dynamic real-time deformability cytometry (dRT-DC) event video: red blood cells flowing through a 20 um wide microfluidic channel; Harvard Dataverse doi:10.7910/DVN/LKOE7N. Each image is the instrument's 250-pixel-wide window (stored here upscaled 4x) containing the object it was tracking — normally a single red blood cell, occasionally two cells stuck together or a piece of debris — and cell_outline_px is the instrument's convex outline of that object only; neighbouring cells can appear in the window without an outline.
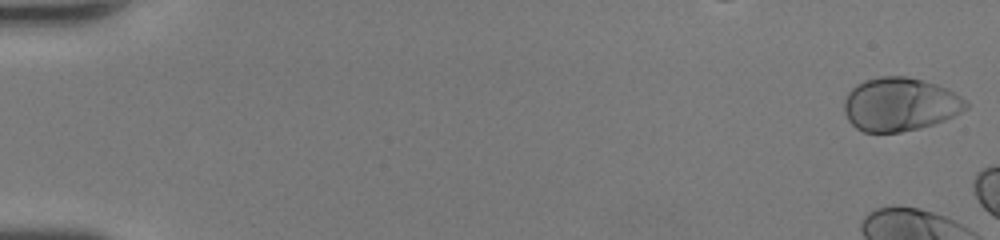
{"species": "human", "species_latin": "Homo sapiens", "temperature_condition": "room temperature", "stored_images_in_passage": 7, "camera_frame_rate_fps": 3000, "um_per_image_px": 0.085, "donor": {"sex": "female"}, "frame": {"image": 1, "passage_image": 1, "time_ms": 0.0, "image_size_px": [1000, 240], "cell_outline_px": [[968, 108], [944, 120], [920, 128], [900, 132], [864, 132], [856, 128], [848, 120], [844, 112], [844, 100], [848, 92], [856, 84], [864, 80], [880, 76], [908, 76], [924, 80], [948, 88], [960, 96], [968, 104]], "centroid_in_image_um": [76.47, 8.86], "position_along_channel_um": 8.5, "area_um2": 38.09}}